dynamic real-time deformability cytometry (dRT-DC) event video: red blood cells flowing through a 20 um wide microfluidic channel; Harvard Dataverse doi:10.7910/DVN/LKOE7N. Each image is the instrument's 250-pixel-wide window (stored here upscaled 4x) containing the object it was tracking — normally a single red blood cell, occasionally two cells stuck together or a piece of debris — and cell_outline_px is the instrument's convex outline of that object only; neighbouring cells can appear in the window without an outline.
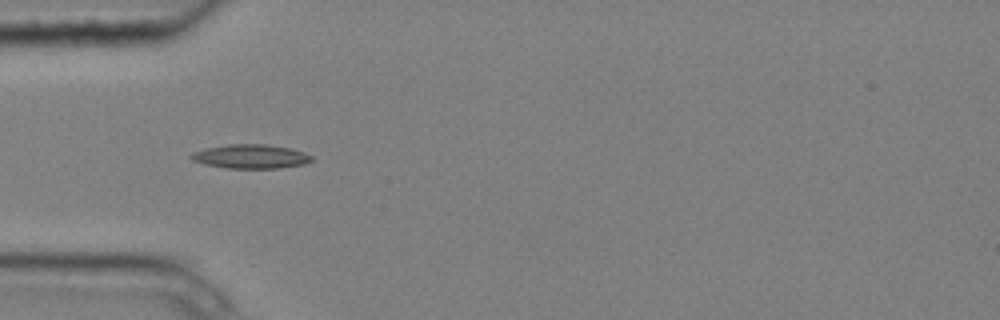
{"species": "common noctule bat (a hibernating species)", "species_latin": "Nyctalus noctula", "temperature_condition": "cold", "stored_images_in_passage": 5, "camera_frame_rate_fps": 3000, "um_per_image_px": 0.085, "animal": {"sex": "male", "body_mass_g": 20.4}, "frame": {"image": 1, "passage_image": 5, "time_ms": 1.333, "image_size_px": [1000, 320], "cell_outline_px": [[312, 160], [304, 164], [280, 168], [228, 168], [204, 164], [192, 160], [188, 156], [192, 152], [204, 148], [228, 144], [268, 144], [292, 148], [304, 152], [312, 156]], "centroid_in_image_um": [21.29, 13.29], "position_along_channel_um": 63.7, "area_um2": 17.05}}